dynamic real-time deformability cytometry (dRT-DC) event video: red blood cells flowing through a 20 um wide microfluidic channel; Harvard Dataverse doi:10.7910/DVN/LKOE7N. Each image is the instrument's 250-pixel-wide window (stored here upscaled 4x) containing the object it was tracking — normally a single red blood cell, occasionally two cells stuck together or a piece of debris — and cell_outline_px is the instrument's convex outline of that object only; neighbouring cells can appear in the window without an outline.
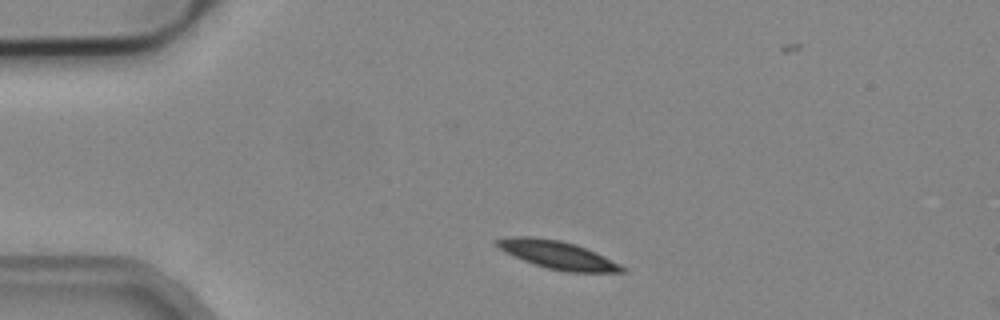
{"species": "common noctule bat (a hibernating species)", "species_latin": "Nyctalus noctula", "temperature_condition": "cold", "stored_images_in_passage": 3, "camera_frame_rate_fps": 3000, "um_per_image_px": 0.085, "animal": {"sex": "male", "body_mass_g": 19.2, "forearm_length_mm": 51.8}, "frame": {"image": 1, "passage_image": 1, "time_ms": 0.0, "image_size_px": [1000, 320], "cell_outline_px": [[628, 268], [624, 272], [568, 272], [548, 268], [524, 260], [492, 244], [492, 240], [512, 236], [532, 236], [560, 240], [576, 244], [596, 252]], "centroid_in_image_um": [47.41, 21.65], "position_along_channel_um": 37.6, "area_um2": 20.35}}